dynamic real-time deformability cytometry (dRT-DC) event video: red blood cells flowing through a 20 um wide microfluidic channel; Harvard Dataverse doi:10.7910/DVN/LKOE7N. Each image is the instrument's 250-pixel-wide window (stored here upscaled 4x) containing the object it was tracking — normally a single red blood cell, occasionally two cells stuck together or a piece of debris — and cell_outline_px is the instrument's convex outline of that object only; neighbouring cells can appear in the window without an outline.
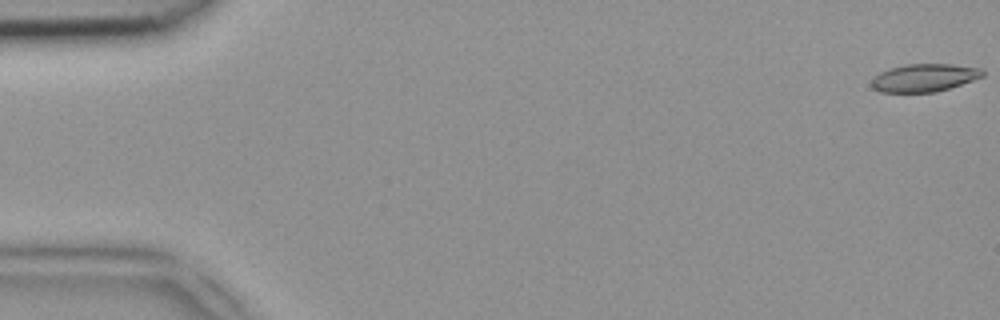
{"species": "common noctule bat (a hibernating species)", "species_latin": "Nyctalus noctula", "temperature_condition": "room temperature", "stored_images_in_passage": 49, "camera_frame_rate_fps": 3000, "um_per_image_px": 0.085, "animal": {"sex": "female", "body_mass_g": 18.4}, "frame": {"image": 1, "passage_image": 1, "time_ms": 0.0, "image_size_px": [1000, 320], "cell_outline_px": [[984, 76], [936, 92], [880, 92], [872, 88], [872, 80], [880, 72], [888, 68], [904, 64], [952, 64], [980, 68], [984, 72]], "centroid_in_image_um": [78.54, 6.6], "position_along_channel_um": 6.5, "area_um2": 17.92}}
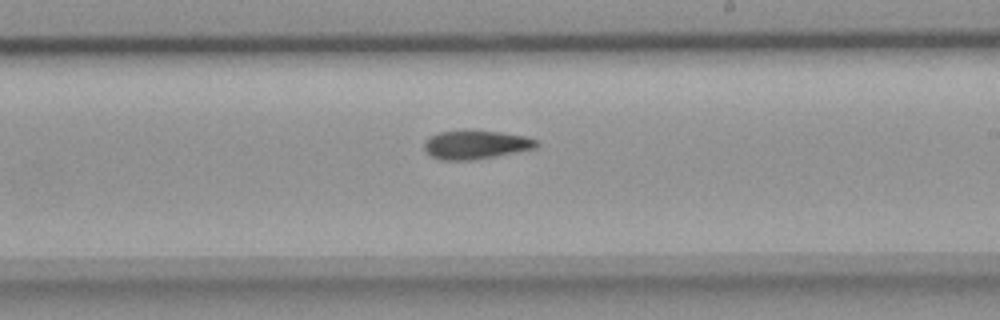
{"frame": {"image": 2, "passage_image": 29, "time_ms": 9.333, "image_size_px": [1000, 320], "cell_outline_px": [[540, 144], [536, 148], [472, 160], [440, 160], [432, 156], [424, 148], [424, 144], [428, 136], [440, 132], [500, 132], [524, 136], [536, 140]], "centroid_in_image_um": [40.44, 12.32], "position_along_channel_um": 248.6, "area_um2": 18.15}}
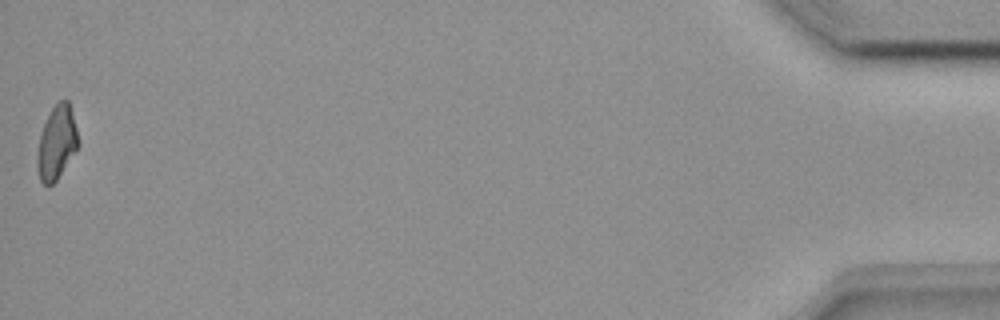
{"frame": {"image": 3, "passage_image": 49, "time_ms": 16.0, "image_size_px": [1000, 320], "cell_outline_px": [[76, 148], [56, 180], [52, 184], [44, 184], [40, 180], [36, 164], [36, 156], [40, 136], [44, 124], [56, 100], [68, 100], [76, 128]], "centroid_in_image_um": [4.77, 12.1], "position_along_channel_um": 430.4, "area_um2": 16.88}}